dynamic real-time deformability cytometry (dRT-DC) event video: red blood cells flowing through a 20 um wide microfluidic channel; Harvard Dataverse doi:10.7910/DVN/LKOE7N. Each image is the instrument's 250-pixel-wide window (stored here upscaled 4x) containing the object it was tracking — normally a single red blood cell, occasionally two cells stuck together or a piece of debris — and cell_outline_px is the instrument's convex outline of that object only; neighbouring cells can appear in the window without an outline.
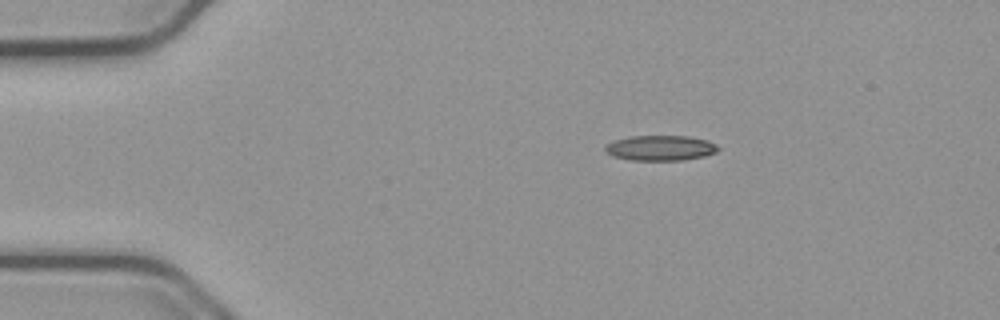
{"species": "common noctule bat (a hibernating species)", "species_latin": "Nyctalus noctula", "temperature_condition": "cold", "stored_images_in_passage": 46, "camera_frame_rate_fps": 3000, "um_per_image_px": 0.085, "animal": {"sex": "male", "body_mass_g": 23.1, "forearm_length_mm": 52.7}, "frame": {"image": 1, "passage_image": 1, "time_ms": 0.0, "image_size_px": [1000, 320], "cell_outline_px": [[720, 148], [716, 152], [704, 156], [684, 160], [628, 160], [612, 156], [604, 152], [604, 144], [612, 140], [628, 136], [688, 136], [708, 140], [716, 144]], "centroid_in_image_um": [56.08, 12.57], "position_along_channel_um": 28.9, "area_um2": 16.94}}
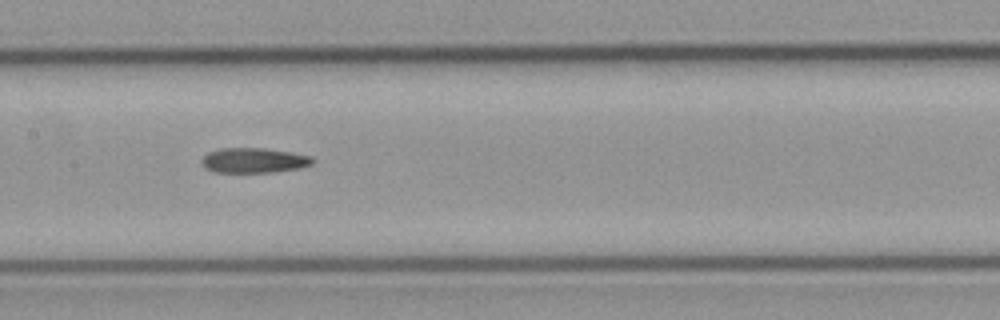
{"frame": {"image": 2, "passage_image": 18, "time_ms": 5.667, "image_size_px": [1000, 320], "cell_outline_px": [[316, 160], [312, 164], [300, 168], [272, 172], [212, 172], [204, 168], [200, 160], [208, 152], [220, 148], [264, 148], [292, 152], [312, 156]], "centroid_in_image_um": [21.58, 13.63], "position_along_channel_um": 185.8, "area_um2": 16.36}}
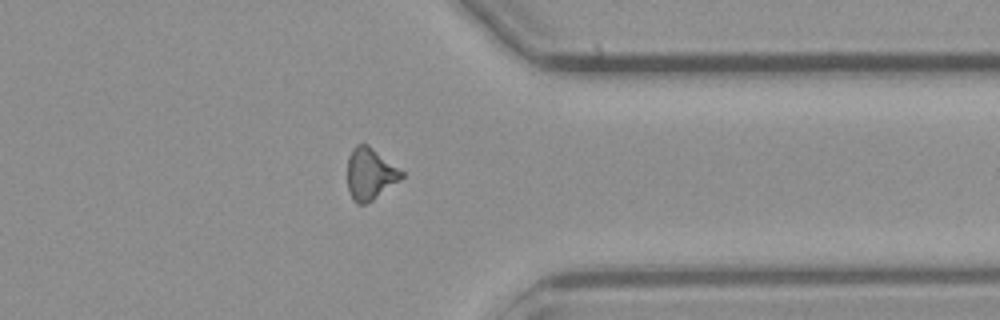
{"frame": {"image": 3, "passage_image": 34, "time_ms": 11.0, "image_size_px": [1000, 320], "cell_outline_px": [[404, 176], [400, 180], [372, 200], [364, 204], [356, 204], [352, 200], [348, 188], [348, 156], [352, 148], [356, 144], [368, 144], [404, 172]], "centroid_in_image_um": [31.45, 14.77], "position_along_channel_um": 380.0, "area_um2": 16.3}}